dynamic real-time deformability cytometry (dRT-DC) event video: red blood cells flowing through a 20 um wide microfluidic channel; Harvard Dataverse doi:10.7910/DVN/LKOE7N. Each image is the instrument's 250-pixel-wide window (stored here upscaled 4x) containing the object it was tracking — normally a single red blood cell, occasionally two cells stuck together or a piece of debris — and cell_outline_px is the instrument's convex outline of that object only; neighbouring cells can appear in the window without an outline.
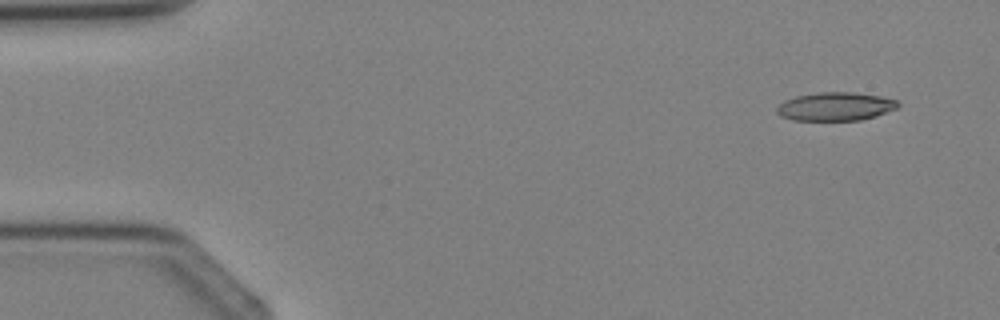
{"species": "Egyptian fruit bat (a non-hibernating species)", "species_latin": "Rousettus aegyptiacus", "temperature_condition": "cold", "stored_images_in_passage": 4, "camera_frame_rate_fps": 3000, "um_per_image_px": 0.085, "animal": {"sex": "female"}, "frame": {"image": 1, "passage_image": 1, "time_ms": 0.0, "image_size_px": [1000, 320], "cell_outline_px": [[900, 104], [896, 108], [876, 116], [860, 120], [796, 120], [780, 116], [776, 112], [776, 108], [784, 100], [796, 96], [820, 92], [852, 92], [880, 96], [896, 100]], "centroid_in_image_um": [71.0, 9.05], "position_along_channel_um": 14.0, "area_um2": 19.94}}
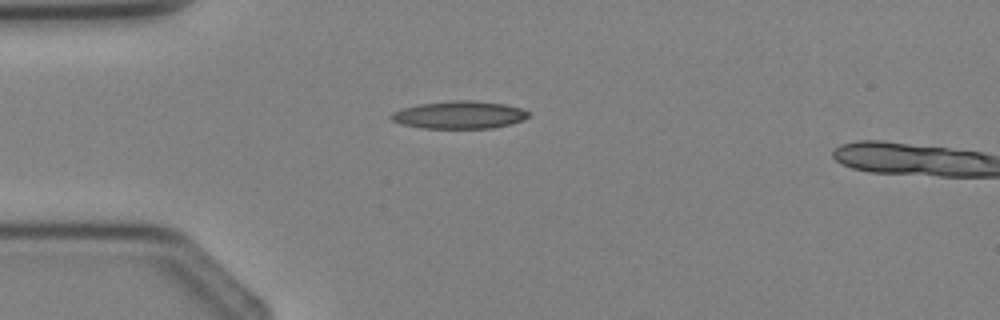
{"frame": {"image": 2, "passage_image": 3, "time_ms": 2.333, "image_size_px": [1000, 320], "cell_outline_px": [[532, 112], [528, 116], [512, 124], [492, 128], [420, 128], [400, 124], [392, 120], [388, 116], [392, 112], [404, 108], [420, 104], [452, 100], [472, 100], [504, 104], [520, 108]], "centroid_in_image_um": [39.02, 9.77], "position_along_channel_um": 46.0, "area_um2": 22.14}}